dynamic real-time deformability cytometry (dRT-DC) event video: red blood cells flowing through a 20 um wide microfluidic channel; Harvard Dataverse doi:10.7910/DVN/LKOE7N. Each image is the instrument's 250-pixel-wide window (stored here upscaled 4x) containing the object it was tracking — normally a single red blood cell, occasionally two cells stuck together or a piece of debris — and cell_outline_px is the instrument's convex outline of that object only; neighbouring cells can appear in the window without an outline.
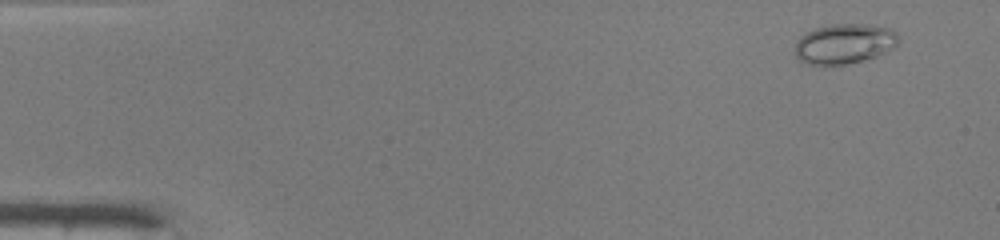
{"species": "common noctule bat (a hibernating species)", "species_latin": "Nyctalus noctula", "temperature_condition": "warm", "stored_images_in_passage": 47, "camera_frame_rate_fps": 3000, "um_per_image_px": 0.085, "animal": {"sex": "male", "body_mass_g": 19.0, "forearm_length_mm": 50.8}, "frame": {"image": 1, "passage_image": 2, "time_ms": 0.333, "image_size_px": [1000, 240], "cell_outline_px": [[900, 40], [892, 48], [876, 56], [864, 60], [844, 64], [804, 64], [796, 56], [796, 40], [800, 36], [816, 28], [832, 24], [868, 24], [888, 28], [896, 32]], "centroid_in_image_um": [71.77, 3.71], "position_along_channel_um": 13.2, "area_um2": 23.93}}
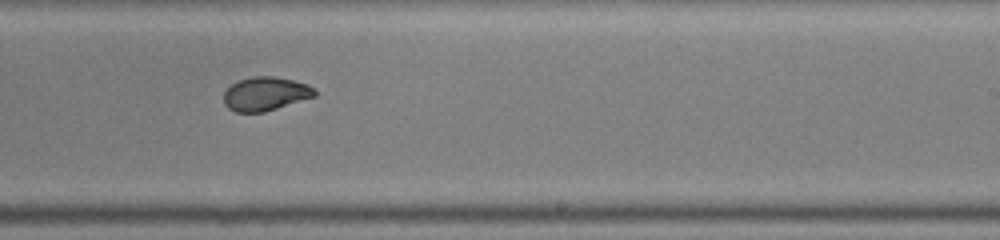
{"frame": {"image": 2, "passage_image": 29, "time_ms": 9.333, "image_size_px": [1000, 240], "cell_outline_px": [[316, 96], [264, 112], [236, 112], [228, 108], [224, 104], [224, 92], [232, 84], [240, 80], [252, 76], [276, 76], [308, 84], [316, 88]], "centroid_in_image_um": [22.58, 7.97], "position_along_channel_um": 266.4, "area_um2": 17.92}}
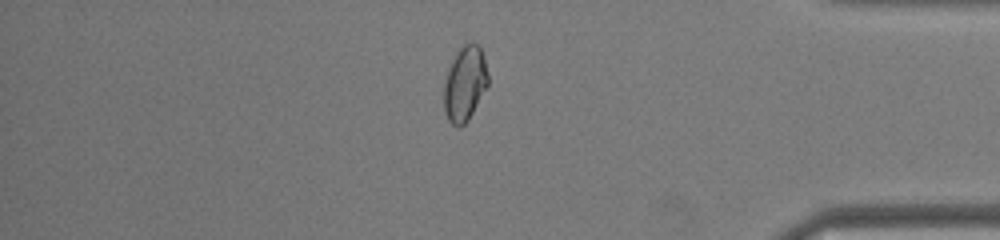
{"frame": {"image": 3, "passage_image": 40, "time_ms": 13.0, "image_size_px": [1000, 240], "cell_outline_px": [[488, 84], [468, 120], [460, 128], [452, 124], [448, 120], [444, 112], [444, 84], [452, 60], [456, 52], [464, 44], [476, 44], [480, 48], [484, 56], [488, 72]], "centroid_in_image_um": [39.51, 7.13], "position_along_channel_um": 395.7, "area_um2": 19.02}, "authors_computed_cell_mechanics": {"area_um2": 19.5364, "velocity_mm_per_s": 4.2158, "shape_relaxation_time_tau1_ms": 5.7036, "shape_relaxation_time_tau2_ms": 0.7169, "deformation_change_tau1": 0.1764, "deformation_change_tau2": 0.0322}}